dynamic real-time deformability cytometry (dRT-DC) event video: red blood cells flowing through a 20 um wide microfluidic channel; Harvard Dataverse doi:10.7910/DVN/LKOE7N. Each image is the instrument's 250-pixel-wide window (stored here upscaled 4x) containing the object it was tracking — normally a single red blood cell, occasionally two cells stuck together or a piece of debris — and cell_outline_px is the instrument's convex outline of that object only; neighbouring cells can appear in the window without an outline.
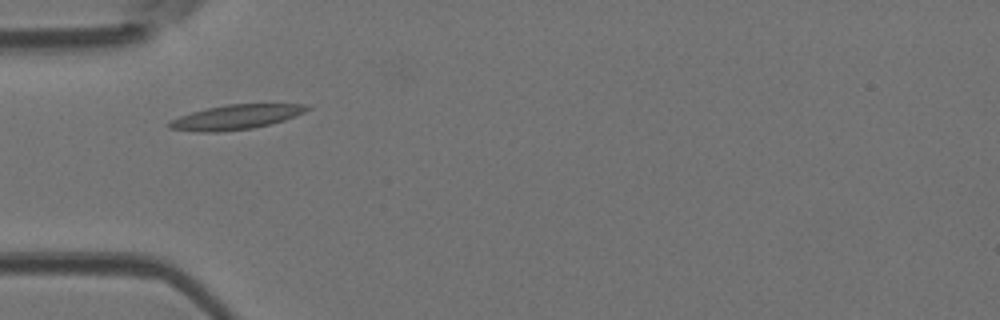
{"species": "Egyptian fruit bat (a non-hibernating species)", "species_latin": "Rousettus aegyptiacus", "temperature_condition": "room temperature", "stored_images_in_passage": 6, "camera_frame_rate_fps": 3000, "um_per_image_px": 0.085, "animal": {"sex": "female"}, "frame": {"image": 1, "passage_image": 3, "time_ms": 0.667, "image_size_px": [1000, 320], "cell_outline_px": [[312, 108], [304, 112], [284, 120], [252, 128], [220, 132], [196, 132], [168, 128], [168, 120], [192, 112], [208, 108], [228, 104], [308, 104]], "centroid_in_image_um": [20.03, 9.95], "position_along_channel_um": 65.0, "area_um2": 19.71}}
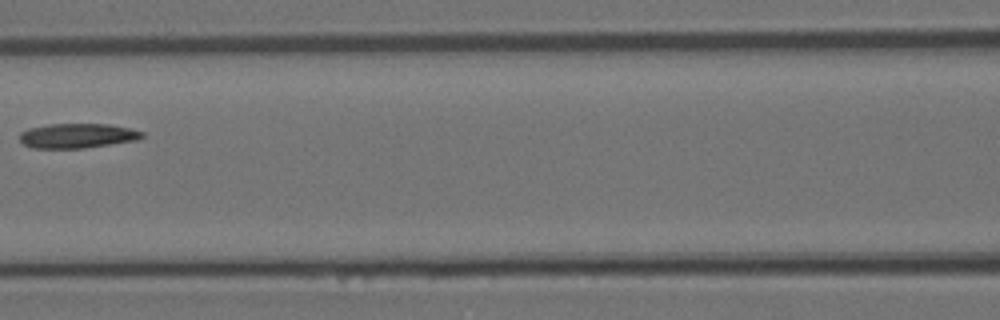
{"frame": {"image": 2, "passage_image": 5, "time_ms": 1.333, "image_size_px": [1000, 320], "cell_outline_px": [[144, 136], [136, 140], [84, 148], [32, 148], [24, 144], [20, 140], [20, 132], [28, 128], [48, 124], [108, 124], [128, 128], [144, 132]], "centroid_in_image_um": [6.55, 11.53], "position_along_channel_um": 160.1, "area_um2": 17.51}}
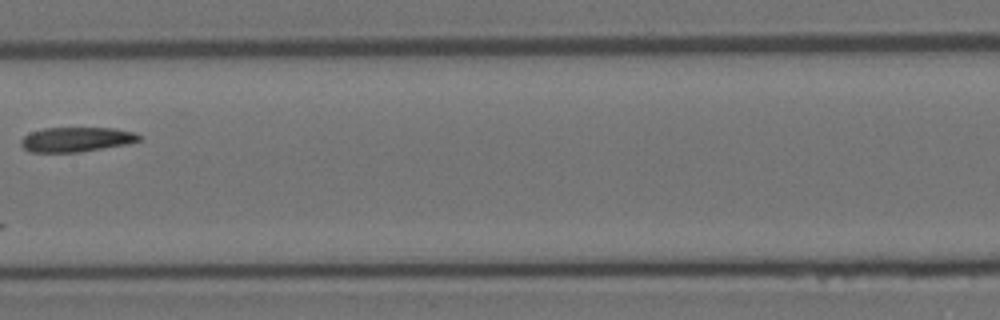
{"frame": {"image": 3, "passage_image": 6, "time_ms": 1.667, "image_size_px": [1000, 320], "cell_outline_px": [[140, 140], [128, 144], [80, 152], [28, 152], [20, 144], [20, 140], [24, 136], [32, 132], [44, 128], [112, 128], [132, 132], [140, 136]], "centroid_in_image_um": [6.46, 11.86], "position_along_channel_um": 200.9, "area_um2": 16.88}}